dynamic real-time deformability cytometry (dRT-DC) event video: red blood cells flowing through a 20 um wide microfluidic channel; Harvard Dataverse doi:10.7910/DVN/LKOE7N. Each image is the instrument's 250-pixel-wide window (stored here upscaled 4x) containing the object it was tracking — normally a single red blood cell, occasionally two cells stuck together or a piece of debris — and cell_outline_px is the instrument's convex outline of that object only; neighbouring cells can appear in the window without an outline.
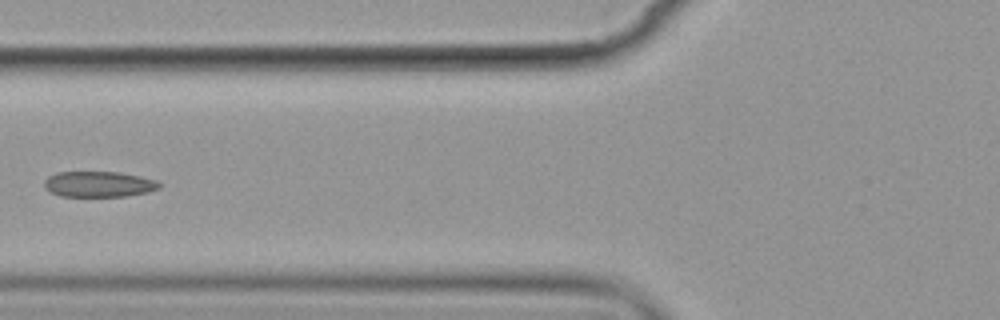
{"species": "common noctule bat (a hibernating species)", "species_latin": "Nyctalus noctula", "temperature_condition": "cold", "stored_images_in_passage": 15, "camera_frame_rate_fps": 3000, "um_per_image_px": 0.085, "animal": {"sex": "female", "body_mass_g": 19.9}, "frame": {"image": 1, "passage_image": 6, "time_ms": 7.0, "image_size_px": [1000, 320], "cell_outline_px": [[160, 188], [148, 192], [124, 196], [60, 196], [44, 188], [44, 180], [48, 176], [56, 172], [120, 172], [140, 176], [156, 180], [160, 184]], "centroid_in_image_um": [8.38, 15.65], "position_along_channel_um": 117.4, "area_um2": 17.22}}
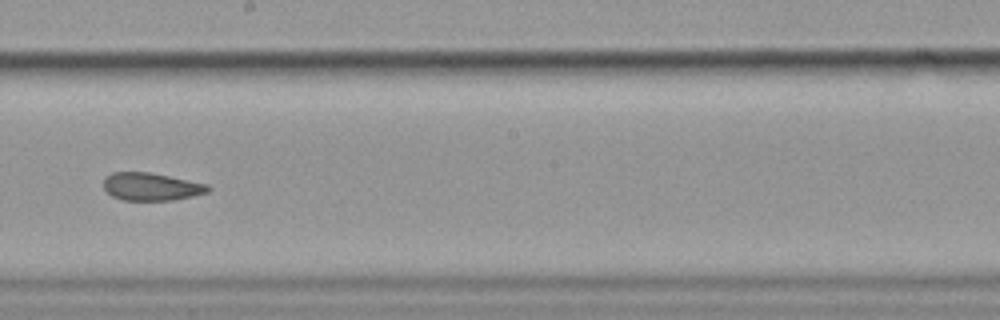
{"frame": {"image": 2, "passage_image": 9, "time_ms": 10.333, "image_size_px": [1000, 320], "cell_outline_px": [[212, 188], [208, 192], [192, 196], [172, 200], [120, 200], [112, 196], [104, 188], [104, 176], [112, 172], [148, 172], [208, 184]], "centroid_in_image_um": [12.84, 15.86], "position_along_channel_um": 235.4, "area_um2": 16.88}}
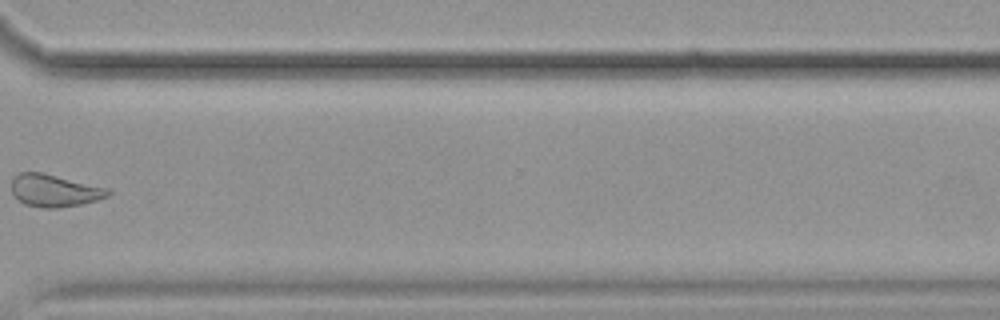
{"frame": {"image": 3, "passage_image": 12, "time_ms": 14.0, "image_size_px": [1000, 320], "cell_outline_px": [[112, 192], [108, 196], [96, 200], [80, 204], [56, 208], [44, 208], [24, 204], [12, 192], [12, 180], [20, 172], [40, 172], [108, 188]], "centroid_in_image_um": [4.63, 16.2], "position_along_channel_um": 366.0, "area_um2": 17.86}, "authors_computed_cell_mechanics": {"area_um2": 18.9584, "velocity_mm_per_s": 3.5461, "shape_relaxation_time_tau1_ms": 6.0931, "shape_relaxation_time_tau2_ms": null, "deformation_change_tau1": 0.1393, "deformation_change_tau2": null}}